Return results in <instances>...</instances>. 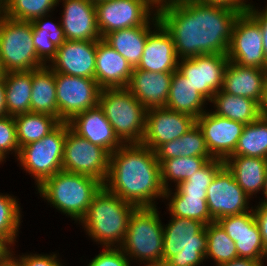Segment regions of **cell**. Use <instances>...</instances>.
I'll return each mask as SVG.
<instances>
[{"label": "cell", "instance_id": "obj_1", "mask_svg": "<svg viewBox=\"0 0 267 266\" xmlns=\"http://www.w3.org/2000/svg\"><path fill=\"white\" fill-rule=\"evenodd\" d=\"M241 13L244 12L193 0H177L157 15L172 36L180 60L204 54H227Z\"/></svg>", "mask_w": 267, "mask_h": 266}, {"label": "cell", "instance_id": "obj_2", "mask_svg": "<svg viewBox=\"0 0 267 266\" xmlns=\"http://www.w3.org/2000/svg\"><path fill=\"white\" fill-rule=\"evenodd\" d=\"M103 186L137 208L156 207L154 200L164 198L165 190L155 151L142 143L123 144L110 154Z\"/></svg>", "mask_w": 267, "mask_h": 266}, {"label": "cell", "instance_id": "obj_3", "mask_svg": "<svg viewBox=\"0 0 267 266\" xmlns=\"http://www.w3.org/2000/svg\"><path fill=\"white\" fill-rule=\"evenodd\" d=\"M136 208L102 186L80 223L88 236L104 248L120 247L126 236L130 215Z\"/></svg>", "mask_w": 267, "mask_h": 266}, {"label": "cell", "instance_id": "obj_4", "mask_svg": "<svg viewBox=\"0 0 267 266\" xmlns=\"http://www.w3.org/2000/svg\"><path fill=\"white\" fill-rule=\"evenodd\" d=\"M102 186L93 177L62 170L44 180L37 190L50 205L80 222Z\"/></svg>", "mask_w": 267, "mask_h": 266}, {"label": "cell", "instance_id": "obj_5", "mask_svg": "<svg viewBox=\"0 0 267 266\" xmlns=\"http://www.w3.org/2000/svg\"><path fill=\"white\" fill-rule=\"evenodd\" d=\"M171 217L169 224L163 225L162 263L165 266H199L207 251L206 226L194 219Z\"/></svg>", "mask_w": 267, "mask_h": 266}, {"label": "cell", "instance_id": "obj_6", "mask_svg": "<svg viewBox=\"0 0 267 266\" xmlns=\"http://www.w3.org/2000/svg\"><path fill=\"white\" fill-rule=\"evenodd\" d=\"M98 105L123 144L142 143L147 110L127 88L101 89Z\"/></svg>", "mask_w": 267, "mask_h": 266}, {"label": "cell", "instance_id": "obj_7", "mask_svg": "<svg viewBox=\"0 0 267 266\" xmlns=\"http://www.w3.org/2000/svg\"><path fill=\"white\" fill-rule=\"evenodd\" d=\"M156 207H139L130 215L128 229L120 246L130 259L142 264L162 263L163 225Z\"/></svg>", "mask_w": 267, "mask_h": 266}, {"label": "cell", "instance_id": "obj_8", "mask_svg": "<svg viewBox=\"0 0 267 266\" xmlns=\"http://www.w3.org/2000/svg\"><path fill=\"white\" fill-rule=\"evenodd\" d=\"M32 22L4 16L0 20V69L2 73L31 71L45 66L33 45Z\"/></svg>", "mask_w": 267, "mask_h": 266}, {"label": "cell", "instance_id": "obj_9", "mask_svg": "<svg viewBox=\"0 0 267 266\" xmlns=\"http://www.w3.org/2000/svg\"><path fill=\"white\" fill-rule=\"evenodd\" d=\"M66 135L67 122H61L41 140L20 148L17 159L23 169L34 177L37 187L44 180L63 170L62 161Z\"/></svg>", "mask_w": 267, "mask_h": 266}, {"label": "cell", "instance_id": "obj_10", "mask_svg": "<svg viewBox=\"0 0 267 266\" xmlns=\"http://www.w3.org/2000/svg\"><path fill=\"white\" fill-rule=\"evenodd\" d=\"M110 153L76 134L67 122L64 142L63 171L86 175L105 182L109 170Z\"/></svg>", "mask_w": 267, "mask_h": 266}, {"label": "cell", "instance_id": "obj_11", "mask_svg": "<svg viewBox=\"0 0 267 266\" xmlns=\"http://www.w3.org/2000/svg\"><path fill=\"white\" fill-rule=\"evenodd\" d=\"M58 120L68 122L98 105L101 88L95 79L55 72Z\"/></svg>", "mask_w": 267, "mask_h": 266}, {"label": "cell", "instance_id": "obj_12", "mask_svg": "<svg viewBox=\"0 0 267 266\" xmlns=\"http://www.w3.org/2000/svg\"><path fill=\"white\" fill-rule=\"evenodd\" d=\"M227 57L243 67L267 70L260 25L248 12L241 13L235 22Z\"/></svg>", "mask_w": 267, "mask_h": 266}, {"label": "cell", "instance_id": "obj_13", "mask_svg": "<svg viewBox=\"0 0 267 266\" xmlns=\"http://www.w3.org/2000/svg\"><path fill=\"white\" fill-rule=\"evenodd\" d=\"M95 7L102 39L116 30L143 26L156 12L144 0H103Z\"/></svg>", "mask_w": 267, "mask_h": 266}, {"label": "cell", "instance_id": "obj_14", "mask_svg": "<svg viewBox=\"0 0 267 266\" xmlns=\"http://www.w3.org/2000/svg\"><path fill=\"white\" fill-rule=\"evenodd\" d=\"M249 199L225 165L207 188V206L214 221L253 210V207L249 209Z\"/></svg>", "mask_w": 267, "mask_h": 266}, {"label": "cell", "instance_id": "obj_15", "mask_svg": "<svg viewBox=\"0 0 267 266\" xmlns=\"http://www.w3.org/2000/svg\"><path fill=\"white\" fill-rule=\"evenodd\" d=\"M228 63L227 54H204L179 60L178 71L210 102L222 88Z\"/></svg>", "mask_w": 267, "mask_h": 266}, {"label": "cell", "instance_id": "obj_16", "mask_svg": "<svg viewBox=\"0 0 267 266\" xmlns=\"http://www.w3.org/2000/svg\"><path fill=\"white\" fill-rule=\"evenodd\" d=\"M195 124L193 116L166 107L147 110L142 144L155 151L163 143L180 138Z\"/></svg>", "mask_w": 267, "mask_h": 266}, {"label": "cell", "instance_id": "obj_17", "mask_svg": "<svg viewBox=\"0 0 267 266\" xmlns=\"http://www.w3.org/2000/svg\"><path fill=\"white\" fill-rule=\"evenodd\" d=\"M196 124L202 130L207 149L215 159L226 160L236 149L242 134L244 124L204 112L196 119Z\"/></svg>", "mask_w": 267, "mask_h": 266}, {"label": "cell", "instance_id": "obj_18", "mask_svg": "<svg viewBox=\"0 0 267 266\" xmlns=\"http://www.w3.org/2000/svg\"><path fill=\"white\" fill-rule=\"evenodd\" d=\"M97 40H66L48 66L56 73L95 79Z\"/></svg>", "mask_w": 267, "mask_h": 266}, {"label": "cell", "instance_id": "obj_19", "mask_svg": "<svg viewBox=\"0 0 267 266\" xmlns=\"http://www.w3.org/2000/svg\"><path fill=\"white\" fill-rule=\"evenodd\" d=\"M234 241L239 258L262 260L265 251L253 210L216 221Z\"/></svg>", "mask_w": 267, "mask_h": 266}, {"label": "cell", "instance_id": "obj_20", "mask_svg": "<svg viewBox=\"0 0 267 266\" xmlns=\"http://www.w3.org/2000/svg\"><path fill=\"white\" fill-rule=\"evenodd\" d=\"M155 29L147 36L143 55L136 68L151 72H174L178 61L173 38L159 20H152Z\"/></svg>", "mask_w": 267, "mask_h": 266}, {"label": "cell", "instance_id": "obj_21", "mask_svg": "<svg viewBox=\"0 0 267 266\" xmlns=\"http://www.w3.org/2000/svg\"><path fill=\"white\" fill-rule=\"evenodd\" d=\"M61 0H58V4ZM61 26L66 40L92 41L102 39L96 18L95 3L91 0H62Z\"/></svg>", "mask_w": 267, "mask_h": 266}, {"label": "cell", "instance_id": "obj_22", "mask_svg": "<svg viewBox=\"0 0 267 266\" xmlns=\"http://www.w3.org/2000/svg\"><path fill=\"white\" fill-rule=\"evenodd\" d=\"M173 72L133 69L127 89L146 110L164 108L168 100Z\"/></svg>", "mask_w": 267, "mask_h": 266}, {"label": "cell", "instance_id": "obj_23", "mask_svg": "<svg viewBox=\"0 0 267 266\" xmlns=\"http://www.w3.org/2000/svg\"><path fill=\"white\" fill-rule=\"evenodd\" d=\"M68 124L76 134L103 147L110 154L123 145L99 105L78 113Z\"/></svg>", "mask_w": 267, "mask_h": 266}, {"label": "cell", "instance_id": "obj_24", "mask_svg": "<svg viewBox=\"0 0 267 266\" xmlns=\"http://www.w3.org/2000/svg\"><path fill=\"white\" fill-rule=\"evenodd\" d=\"M133 68L103 39L97 40L95 80L101 89L126 88Z\"/></svg>", "mask_w": 267, "mask_h": 266}, {"label": "cell", "instance_id": "obj_25", "mask_svg": "<svg viewBox=\"0 0 267 266\" xmlns=\"http://www.w3.org/2000/svg\"><path fill=\"white\" fill-rule=\"evenodd\" d=\"M266 75L265 69L243 67L229 61L221 90L231 95L252 99L260 104Z\"/></svg>", "mask_w": 267, "mask_h": 266}, {"label": "cell", "instance_id": "obj_26", "mask_svg": "<svg viewBox=\"0 0 267 266\" xmlns=\"http://www.w3.org/2000/svg\"><path fill=\"white\" fill-rule=\"evenodd\" d=\"M150 20H159L157 12L143 26L116 30L107 34L103 40L123 56L132 68H136L143 55L147 36L151 32Z\"/></svg>", "mask_w": 267, "mask_h": 266}, {"label": "cell", "instance_id": "obj_27", "mask_svg": "<svg viewBox=\"0 0 267 266\" xmlns=\"http://www.w3.org/2000/svg\"><path fill=\"white\" fill-rule=\"evenodd\" d=\"M238 185L251 198L264 189L267 159L249 156H229L224 161Z\"/></svg>", "mask_w": 267, "mask_h": 266}, {"label": "cell", "instance_id": "obj_28", "mask_svg": "<svg viewBox=\"0 0 267 266\" xmlns=\"http://www.w3.org/2000/svg\"><path fill=\"white\" fill-rule=\"evenodd\" d=\"M206 101L208 100L178 70L173 72L166 108L197 119L207 111L203 108Z\"/></svg>", "mask_w": 267, "mask_h": 266}, {"label": "cell", "instance_id": "obj_29", "mask_svg": "<svg viewBox=\"0 0 267 266\" xmlns=\"http://www.w3.org/2000/svg\"><path fill=\"white\" fill-rule=\"evenodd\" d=\"M31 112L58 119L55 72L48 66L32 70Z\"/></svg>", "mask_w": 267, "mask_h": 266}, {"label": "cell", "instance_id": "obj_30", "mask_svg": "<svg viewBox=\"0 0 267 266\" xmlns=\"http://www.w3.org/2000/svg\"><path fill=\"white\" fill-rule=\"evenodd\" d=\"M210 102L215 105L214 114L244 125L254 122L262 115L258 102L246 97L231 95L222 90L215 93Z\"/></svg>", "mask_w": 267, "mask_h": 266}, {"label": "cell", "instance_id": "obj_31", "mask_svg": "<svg viewBox=\"0 0 267 266\" xmlns=\"http://www.w3.org/2000/svg\"><path fill=\"white\" fill-rule=\"evenodd\" d=\"M155 153L159 164L166 159L178 157H212L207 149L203 132L197 124L180 138L160 145Z\"/></svg>", "mask_w": 267, "mask_h": 266}, {"label": "cell", "instance_id": "obj_32", "mask_svg": "<svg viewBox=\"0 0 267 266\" xmlns=\"http://www.w3.org/2000/svg\"><path fill=\"white\" fill-rule=\"evenodd\" d=\"M7 114L15 117L31 112L32 70L3 73Z\"/></svg>", "mask_w": 267, "mask_h": 266}, {"label": "cell", "instance_id": "obj_33", "mask_svg": "<svg viewBox=\"0 0 267 266\" xmlns=\"http://www.w3.org/2000/svg\"><path fill=\"white\" fill-rule=\"evenodd\" d=\"M14 120L20 148L41 140L61 123L54 116L32 112L17 115Z\"/></svg>", "mask_w": 267, "mask_h": 266}, {"label": "cell", "instance_id": "obj_34", "mask_svg": "<svg viewBox=\"0 0 267 266\" xmlns=\"http://www.w3.org/2000/svg\"><path fill=\"white\" fill-rule=\"evenodd\" d=\"M231 156H249L267 159V116L261 115L246 124Z\"/></svg>", "mask_w": 267, "mask_h": 266}, {"label": "cell", "instance_id": "obj_35", "mask_svg": "<svg viewBox=\"0 0 267 266\" xmlns=\"http://www.w3.org/2000/svg\"><path fill=\"white\" fill-rule=\"evenodd\" d=\"M169 188L165 191L164 198H170L169 209L171 216L190 218L202 222L205 226L215 222L210 216L206 197L207 196H179Z\"/></svg>", "mask_w": 267, "mask_h": 266}, {"label": "cell", "instance_id": "obj_36", "mask_svg": "<svg viewBox=\"0 0 267 266\" xmlns=\"http://www.w3.org/2000/svg\"><path fill=\"white\" fill-rule=\"evenodd\" d=\"M213 157H178L166 159L160 163V178L164 190H168V180L175 186L188 180Z\"/></svg>", "mask_w": 267, "mask_h": 266}, {"label": "cell", "instance_id": "obj_37", "mask_svg": "<svg viewBox=\"0 0 267 266\" xmlns=\"http://www.w3.org/2000/svg\"><path fill=\"white\" fill-rule=\"evenodd\" d=\"M207 251L205 259L211 258L220 266L225 262L237 259V249L234 241L215 221L206 225Z\"/></svg>", "mask_w": 267, "mask_h": 266}, {"label": "cell", "instance_id": "obj_38", "mask_svg": "<svg viewBox=\"0 0 267 266\" xmlns=\"http://www.w3.org/2000/svg\"><path fill=\"white\" fill-rule=\"evenodd\" d=\"M224 160L211 159L188 180L181 182L175 188L179 196H207V188L216 173L224 166Z\"/></svg>", "mask_w": 267, "mask_h": 266}, {"label": "cell", "instance_id": "obj_39", "mask_svg": "<svg viewBox=\"0 0 267 266\" xmlns=\"http://www.w3.org/2000/svg\"><path fill=\"white\" fill-rule=\"evenodd\" d=\"M5 16L19 21L33 22L44 15L49 17L58 0H4Z\"/></svg>", "mask_w": 267, "mask_h": 266}, {"label": "cell", "instance_id": "obj_40", "mask_svg": "<svg viewBox=\"0 0 267 266\" xmlns=\"http://www.w3.org/2000/svg\"><path fill=\"white\" fill-rule=\"evenodd\" d=\"M18 202L16 197L0 193V236H3L11 246L15 244L21 224V208Z\"/></svg>", "mask_w": 267, "mask_h": 266}, {"label": "cell", "instance_id": "obj_41", "mask_svg": "<svg viewBox=\"0 0 267 266\" xmlns=\"http://www.w3.org/2000/svg\"><path fill=\"white\" fill-rule=\"evenodd\" d=\"M15 152L19 155L20 147L17 141L16 123L14 117L6 115L0 117V162L2 163L6 154ZM17 154V155H16Z\"/></svg>", "mask_w": 267, "mask_h": 266}, {"label": "cell", "instance_id": "obj_42", "mask_svg": "<svg viewBox=\"0 0 267 266\" xmlns=\"http://www.w3.org/2000/svg\"><path fill=\"white\" fill-rule=\"evenodd\" d=\"M47 15L35 19L32 22V28L38 33V36H45L50 39V41L60 47L65 41V33L60 23H52L46 19Z\"/></svg>", "mask_w": 267, "mask_h": 266}, {"label": "cell", "instance_id": "obj_43", "mask_svg": "<svg viewBox=\"0 0 267 266\" xmlns=\"http://www.w3.org/2000/svg\"><path fill=\"white\" fill-rule=\"evenodd\" d=\"M88 266H131L130 260L120 247H105Z\"/></svg>", "mask_w": 267, "mask_h": 266}, {"label": "cell", "instance_id": "obj_44", "mask_svg": "<svg viewBox=\"0 0 267 266\" xmlns=\"http://www.w3.org/2000/svg\"><path fill=\"white\" fill-rule=\"evenodd\" d=\"M32 37L37 56L46 66V63H50L55 58L58 47L54 45L49 38L38 36V33L34 29L32 30Z\"/></svg>", "mask_w": 267, "mask_h": 266}, {"label": "cell", "instance_id": "obj_45", "mask_svg": "<svg viewBox=\"0 0 267 266\" xmlns=\"http://www.w3.org/2000/svg\"><path fill=\"white\" fill-rule=\"evenodd\" d=\"M19 266H64L57 259L56 254L42 255V254H29L22 255L16 259Z\"/></svg>", "mask_w": 267, "mask_h": 266}, {"label": "cell", "instance_id": "obj_46", "mask_svg": "<svg viewBox=\"0 0 267 266\" xmlns=\"http://www.w3.org/2000/svg\"><path fill=\"white\" fill-rule=\"evenodd\" d=\"M247 12L258 22L263 37V51L267 65V6L261 12L248 3Z\"/></svg>", "mask_w": 267, "mask_h": 266}, {"label": "cell", "instance_id": "obj_47", "mask_svg": "<svg viewBox=\"0 0 267 266\" xmlns=\"http://www.w3.org/2000/svg\"><path fill=\"white\" fill-rule=\"evenodd\" d=\"M253 214L258 224L262 242L265 250L267 249V202H259V205L253 209Z\"/></svg>", "mask_w": 267, "mask_h": 266}, {"label": "cell", "instance_id": "obj_48", "mask_svg": "<svg viewBox=\"0 0 267 266\" xmlns=\"http://www.w3.org/2000/svg\"><path fill=\"white\" fill-rule=\"evenodd\" d=\"M207 5L222 6L237 12H247L246 0H193Z\"/></svg>", "mask_w": 267, "mask_h": 266}, {"label": "cell", "instance_id": "obj_49", "mask_svg": "<svg viewBox=\"0 0 267 266\" xmlns=\"http://www.w3.org/2000/svg\"><path fill=\"white\" fill-rule=\"evenodd\" d=\"M263 260H253L249 258H237L229 262H225L220 266H264Z\"/></svg>", "mask_w": 267, "mask_h": 266}, {"label": "cell", "instance_id": "obj_50", "mask_svg": "<svg viewBox=\"0 0 267 266\" xmlns=\"http://www.w3.org/2000/svg\"><path fill=\"white\" fill-rule=\"evenodd\" d=\"M7 107H6V94H5V83L3 73L0 74V117L6 116Z\"/></svg>", "mask_w": 267, "mask_h": 266}, {"label": "cell", "instance_id": "obj_51", "mask_svg": "<svg viewBox=\"0 0 267 266\" xmlns=\"http://www.w3.org/2000/svg\"><path fill=\"white\" fill-rule=\"evenodd\" d=\"M11 244L3 237L0 236V262L7 259L12 255V248L10 249Z\"/></svg>", "mask_w": 267, "mask_h": 266}, {"label": "cell", "instance_id": "obj_52", "mask_svg": "<svg viewBox=\"0 0 267 266\" xmlns=\"http://www.w3.org/2000/svg\"><path fill=\"white\" fill-rule=\"evenodd\" d=\"M260 109L263 116H267V75L264 81L263 98L260 103Z\"/></svg>", "mask_w": 267, "mask_h": 266}, {"label": "cell", "instance_id": "obj_53", "mask_svg": "<svg viewBox=\"0 0 267 266\" xmlns=\"http://www.w3.org/2000/svg\"><path fill=\"white\" fill-rule=\"evenodd\" d=\"M16 258L13 254L10 255L7 259L0 262V266H19Z\"/></svg>", "mask_w": 267, "mask_h": 266}, {"label": "cell", "instance_id": "obj_54", "mask_svg": "<svg viewBox=\"0 0 267 266\" xmlns=\"http://www.w3.org/2000/svg\"><path fill=\"white\" fill-rule=\"evenodd\" d=\"M5 16V1L0 0V20Z\"/></svg>", "mask_w": 267, "mask_h": 266}, {"label": "cell", "instance_id": "obj_55", "mask_svg": "<svg viewBox=\"0 0 267 266\" xmlns=\"http://www.w3.org/2000/svg\"><path fill=\"white\" fill-rule=\"evenodd\" d=\"M263 195L264 200H261V202H267V171H266V175H265V184H264V189H263Z\"/></svg>", "mask_w": 267, "mask_h": 266}, {"label": "cell", "instance_id": "obj_56", "mask_svg": "<svg viewBox=\"0 0 267 266\" xmlns=\"http://www.w3.org/2000/svg\"><path fill=\"white\" fill-rule=\"evenodd\" d=\"M145 266H165V264H163V263H159V264H145Z\"/></svg>", "mask_w": 267, "mask_h": 266}, {"label": "cell", "instance_id": "obj_57", "mask_svg": "<svg viewBox=\"0 0 267 266\" xmlns=\"http://www.w3.org/2000/svg\"><path fill=\"white\" fill-rule=\"evenodd\" d=\"M267 258V249L264 251L263 255H262V259L264 260V258Z\"/></svg>", "mask_w": 267, "mask_h": 266}, {"label": "cell", "instance_id": "obj_58", "mask_svg": "<svg viewBox=\"0 0 267 266\" xmlns=\"http://www.w3.org/2000/svg\"><path fill=\"white\" fill-rule=\"evenodd\" d=\"M91 1L96 3V2H99V1H103V0H91Z\"/></svg>", "mask_w": 267, "mask_h": 266}]
</instances>
